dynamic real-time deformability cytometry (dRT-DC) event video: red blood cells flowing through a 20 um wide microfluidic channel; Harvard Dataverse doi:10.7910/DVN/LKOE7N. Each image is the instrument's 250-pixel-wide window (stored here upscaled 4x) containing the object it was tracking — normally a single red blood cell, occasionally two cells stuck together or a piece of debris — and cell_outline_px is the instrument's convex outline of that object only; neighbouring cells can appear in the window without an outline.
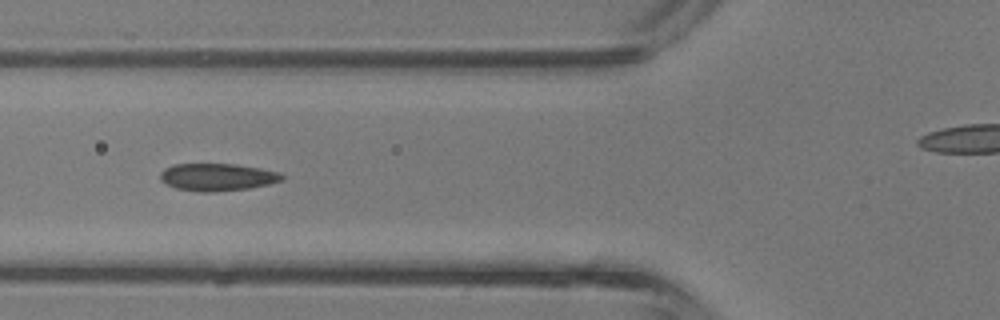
{"species": "common noctule bat (a hibernating species)", "species_latin": "Nyctalus noctula", "temperature_condition": "room temperature", "stored_images_in_passage": 4, "camera_frame_rate_fps": 3000, "um_per_image_px": 0.085, "animal": {"sex": "male", "body_mass_g": 13.3}, "frame": {"image": 1, "passage_image": 3, "time_ms": 0.667, "image_size_px": [1000, 320], "cell_outline_px": [[284, 180], [268, 184], [248, 188], [212, 192], [200, 192], [176, 188], [160, 180], [160, 172], [164, 168], [172, 164], [236, 164], [260, 168], [280, 172], [284, 176]], "centroid_in_image_um": [18.47, 15.04], "position_along_channel_um": 107.3, "area_um2": 19.48}}